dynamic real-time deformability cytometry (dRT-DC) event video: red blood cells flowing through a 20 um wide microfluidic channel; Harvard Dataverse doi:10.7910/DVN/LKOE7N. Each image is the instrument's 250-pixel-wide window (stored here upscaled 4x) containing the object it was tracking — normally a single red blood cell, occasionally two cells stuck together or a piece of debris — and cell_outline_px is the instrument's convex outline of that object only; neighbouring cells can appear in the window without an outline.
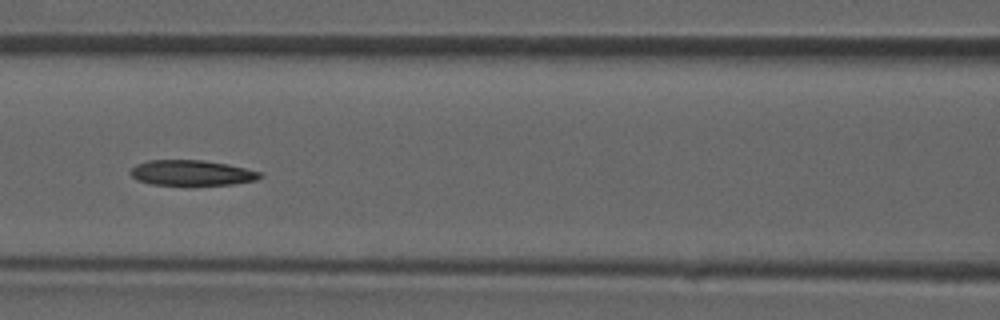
{"species": "common noctule bat (a hibernating species)", "species_latin": "Nyctalus noctula", "temperature_condition": "room temperature", "stored_images_in_passage": 46, "camera_frame_rate_fps": 3000, "um_per_image_px": 0.085, "animal": {"sex": "male", "forearm_length_mm": 52.5}, "frame": {"image": 1, "passage_image": 20, "time_ms": 6.333, "image_size_px": [1000, 320], "cell_outline_px": [[264, 176], [256, 180], [232, 184], [152, 184], [136, 180], [128, 172], [136, 164], [148, 160], [204, 160], [228, 164], [260, 172]], "centroid_in_image_um": [16.27, 14.68], "position_along_channel_um": 150.3, "area_um2": 18.96}}